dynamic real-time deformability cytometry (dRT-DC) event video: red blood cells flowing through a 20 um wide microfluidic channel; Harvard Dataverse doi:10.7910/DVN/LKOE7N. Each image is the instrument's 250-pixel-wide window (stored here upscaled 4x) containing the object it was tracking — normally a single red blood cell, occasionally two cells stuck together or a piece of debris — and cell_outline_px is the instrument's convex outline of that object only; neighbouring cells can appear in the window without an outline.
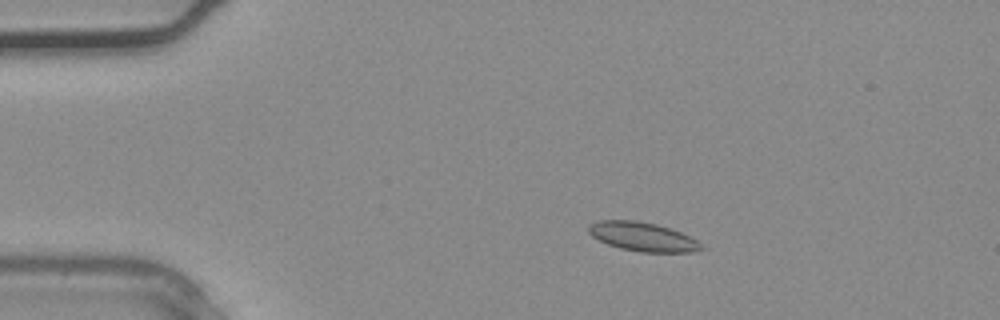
{"species": "common noctule bat (a hibernating species)", "species_latin": "Nyctalus noctula", "temperature_condition": "warm", "stored_images_in_passage": 37, "camera_frame_rate_fps": 3000, "um_per_image_px": 0.085, "animal": {"sex": "male", "body_mass_g": 20.4}, "frame": {"image": 1, "passage_image": 7, "time_ms": 2.0, "image_size_px": [1000, 320], "cell_outline_px": [[704, 248], [692, 252], [640, 252], [620, 248], [608, 244], [592, 236], [588, 232], [588, 224], [600, 220], [636, 220], [656, 224], [672, 228], [696, 240]], "centroid_in_image_um": [54.6, 20.11], "position_along_channel_um": 30.4, "area_um2": 18.96}}
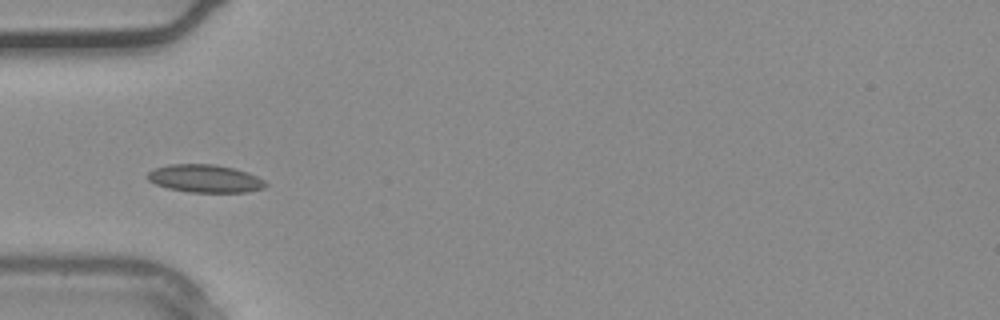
{"frame": {"image": 2, "passage_image": 12, "time_ms": 3.667, "image_size_px": [1000, 320], "cell_outline_px": [[268, 184], [264, 188], [248, 192], [188, 192], [168, 188], [156, 184], [148, 180], [148, 172], [152, 168], [168, 164], [216, 164], [248, 172], [264, 180]], "centroid_in_image_um": [17.42, 15.17], "position_along_channel_um": 67.6, "area_um2": 19.25}}
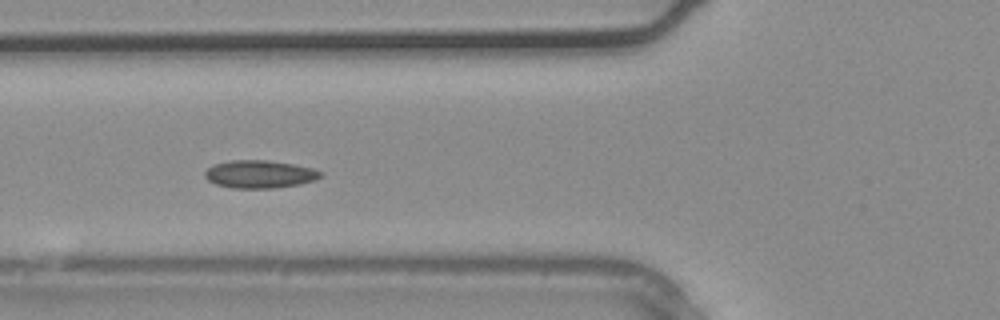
{"frame": {"image": 3, "passage_image": 14, "time_ms": 4.333, "image_size_px": [1000, 320], "cell_outline_px": [[324, 172], [316, 180], [300, 184], [272, 188], [232, 188], [216, 184], [208, 180], [204, 176], [204, 172], [212, 164], [232, 160], [268, 160], [292, 164], [312, 168]], "centroid_in_image_um": [22.06, 14.8], "position_along_channel_um": 103.7, "area_um2": 18.79}}